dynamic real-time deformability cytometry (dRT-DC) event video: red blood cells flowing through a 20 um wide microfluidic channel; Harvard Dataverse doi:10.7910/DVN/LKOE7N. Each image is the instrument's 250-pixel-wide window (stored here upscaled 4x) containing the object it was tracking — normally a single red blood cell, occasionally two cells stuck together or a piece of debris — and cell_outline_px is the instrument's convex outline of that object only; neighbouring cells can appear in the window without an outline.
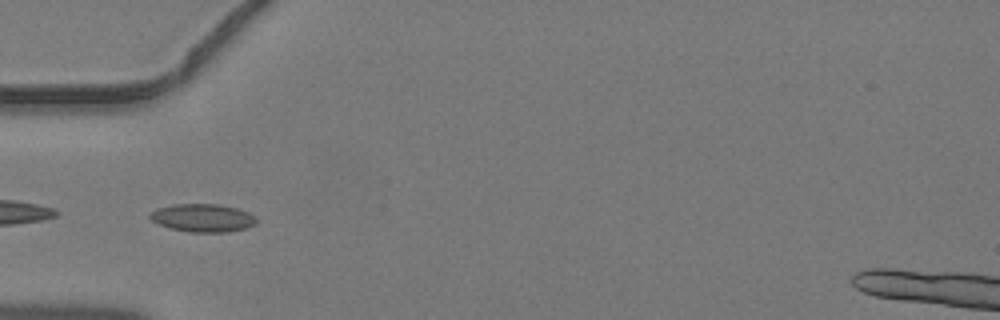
{"species": "common noctule bat (a hibernating species)", "species_latin": "Nyctalus noctula", "temperature_condition": "warm", "stored_images_in_passage": 10, "camera_frame_rate_fps": 3000, "um_per_image_px": 0.085, "animal": {"sex": "male", "body_mass_g": 19.2, "forearm_length_mm": 51.8}, "frame": {"image": 1, "passage_image": 2, "time_ms": 0.333, "image_size_px": [1000, 320], "cell_outline_px": [[260, 220], [256, 224], [248, 228], [228, 232], [188, 232], [168, 228], [152, 220], [148, 216], [156, 208], [172, 204], [220, 204], [236, 208], [248, 212], [256, 216]], "centroid_in_image_um": [17.28, 18.52], "position_along_channel_um": 67.7, "area_um2": 17.69}}
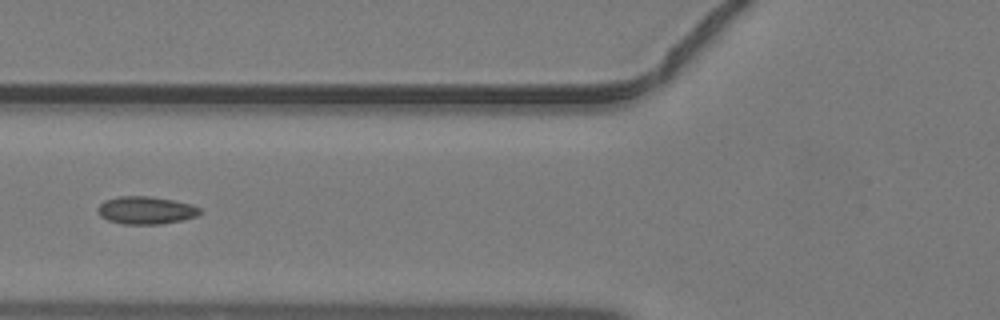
{"frame": {"image": 2, "passage_image": 5, "time_ms": 1.333, "image_size_px": [1000, 320], "cell_outline_px": [[200, 212], [196, 216], [180, 220], [160, 224], [120, 224], [108, 220], [100, 216], [96, 212], [96, 208], [104, 200], [120, 196], [148, 196], [172, 200], [192, 204], [200, 208]], "centroid_in_image_um": [12.34, 17.87], "position_along_channel_um": 113.5, "area_um2": 16.47}}
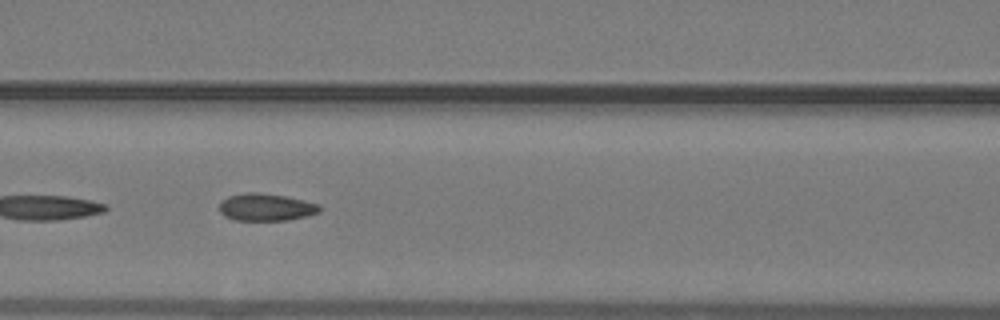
{"frame": {"image": 3, "passage_image": 7, "time_ms": 2.0, "image_size_px": [1000, 320], "cell_outline_px": [[320, 212], [288, 220], [236, 220], [224, 216], [220, 212], [220, 204], [228, 196], [248, 192], [260, 192], [284, 196], [304, 200], [320, 204]], "centroid_in_image_um": [22.62, 17.61], "position_along_channel_um": 144.0, "area_um2": 15.84}}